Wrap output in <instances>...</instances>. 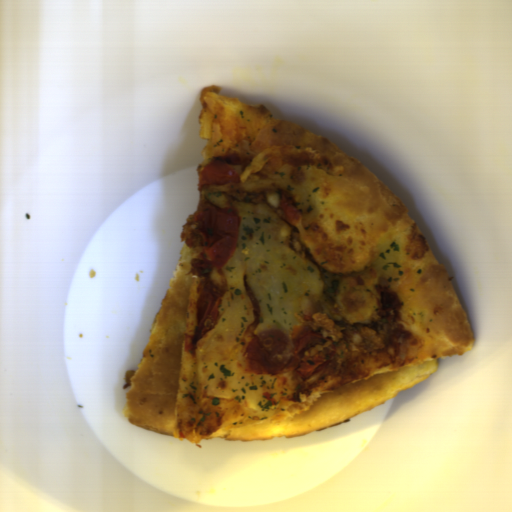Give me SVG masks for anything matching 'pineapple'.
Instances as JSON below:
<instances>
[{"label": "pineapple", "mask_w": 512, "mask_h": 512, "mask_svg": "<svg viewBox=\"0 0 512 512\" xmlns=\"http://www.w3.org/2000/svg\"><path fill=\"white\" fill-rule=\"evenodd\" d=\"M238 242L222 266L227 285L215 328L197 345L202 391L212 398L237 399L246 417H271L280 402L277 376L247 367L245 338L255 312L243 276L260 305L254 334L280 330L292 334L312 319L324 291L320 272L290 246L291 226L269 203H237Z\"/></svg>", "instance_id": "obj_1"}, {"label": "pineapple", "mask_w": 512, "mask_h": 512, "mask_svg": "<svg viewBox=\"0 0 512 512\" xmlns=\"http://www.w3.org/2000/svg\"><path fill=\"white\" fill-rule=\"evenodd\" d=\"M238 175L242 190L249 194L287 190L295 200L301 223L308 227L319 210L327 172L320 153L282 144L257 155L250 167Z\"/></svg>", "instance_id": "obj_2"}, {"label": "pineapple", "mask_w": 512, "mask_h": 512, "mask_svg": "<svg viewBox=\"0 0 512 512\" xmlns=\"http://www.w3.org/2000/svg\"><path fill=\"white\" fill-rule=\"evenodd\" d=\"M409 269L406 237L398 233L385 234L376 249L374 265L344 281L337 297V306L351 322H362L373 316L379 306V282L400 284Z\"/></svg>", "instance_id": "obj_3"}]
</instances>
